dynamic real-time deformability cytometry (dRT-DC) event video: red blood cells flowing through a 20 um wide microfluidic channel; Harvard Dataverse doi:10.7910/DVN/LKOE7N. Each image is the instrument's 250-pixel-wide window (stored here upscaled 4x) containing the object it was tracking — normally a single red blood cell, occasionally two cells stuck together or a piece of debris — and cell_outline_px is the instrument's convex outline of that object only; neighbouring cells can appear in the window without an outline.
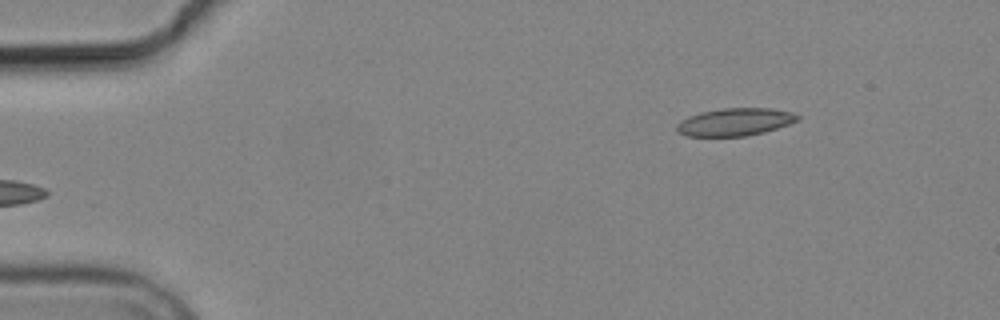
{"species": "common noctule bat (a hibernating species)", "species_latin": "Nyctalus noctula", "temperature_condition": "cold", "stored_images_in_passage": 4, "camera_frame_rate_fps": 3000, "um_per_image_px": 0.085, "animal": {"sex": "male", "body_mass_g": 19.2, "forearm_length_mm": 51.8}, "frame": {"image": 1, "passage_image": 4, "time_ms": 3.667, "image_size_px": [1000, 320], "cell_outline_px": [[800, 120], [764, 132], [744, 136], [688, 136], [680, 132], [676, 128], [676, 124], [680, 120], [688, 116], [700, 112], [724, 108], [772, 108], [792, 112], [800, 116]], "centroid_in_image_um": [62.48, 10.36], "position_along_channel_um": 22.5, "area_um2": 19.42}}